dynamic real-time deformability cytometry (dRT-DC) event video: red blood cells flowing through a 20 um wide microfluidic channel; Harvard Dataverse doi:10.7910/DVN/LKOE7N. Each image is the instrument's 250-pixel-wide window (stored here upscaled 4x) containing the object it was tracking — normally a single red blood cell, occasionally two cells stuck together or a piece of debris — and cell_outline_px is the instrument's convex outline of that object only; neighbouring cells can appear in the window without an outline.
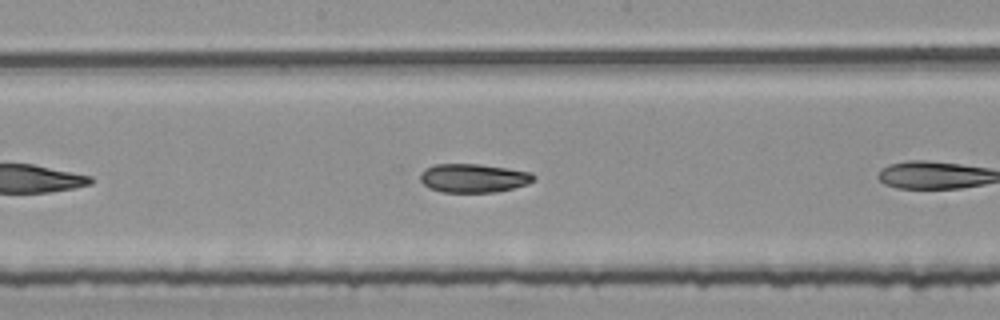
{"species": "common noctule bat (a hibernating species)", "species_latin": "Nyctalus noctula", "temperature_condition": "room temperature", "stored_images_in_passage": 15, "camera_frame_rate_fps": 3000, "um_per_image_px": 0.085, "animal": {"sex": "female", "body_mass_g": 25.1}, "frame": {"image": 1, "passage_image": 11, "time_ms": 3.333, "image_size_px": [1000, 320], "cell_outline_px": [[536, 176], [528, 184], [496, 192], [440, 192], [428, 188], [420, 180], [420, 172], [424, 168], [436, 164], [480, 164], [532, 172]], "centroid_in_image_um": [40.21, 15.14], "position_along_channel_um": 208.0, "area_um2": 19.07}}